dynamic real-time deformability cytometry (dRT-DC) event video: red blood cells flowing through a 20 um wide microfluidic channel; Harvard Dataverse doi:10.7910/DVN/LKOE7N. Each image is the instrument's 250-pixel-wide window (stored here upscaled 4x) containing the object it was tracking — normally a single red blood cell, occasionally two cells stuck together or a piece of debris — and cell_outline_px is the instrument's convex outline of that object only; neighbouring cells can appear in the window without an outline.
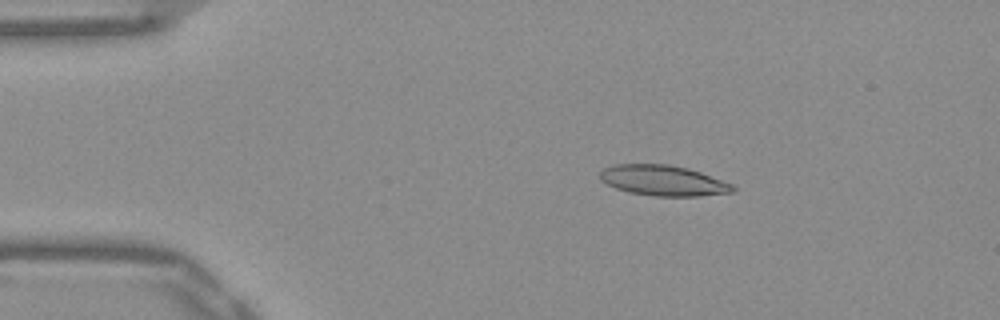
{"species": "Egyptian fruit bat (a non-hibernating species)", "species_latin": "Rousettus aegyptiacus", "temperature_condition": "warm", "stored_images_in_passage": 51, "camera_frame_rate_fps": 3000, "um_per_image_px": 0.085, "frame": {"image": 1, "passage_image": 8, "time_ms": 2.333, "image_size_px": [1000, 320], "cell_outline_px": [[736, 192], [700, 196], [656, 196], [628, 192], [616, 188], [600, 180], [600, 172], [604, 168], [616, 164], [668, 164], [688, 168], [700, 172], [732, 184], [736, 188]], "centroid_in_image_um": [56.39, 15.35], "position_along_channel_um": 28.6, "area_um2": 23.58}}
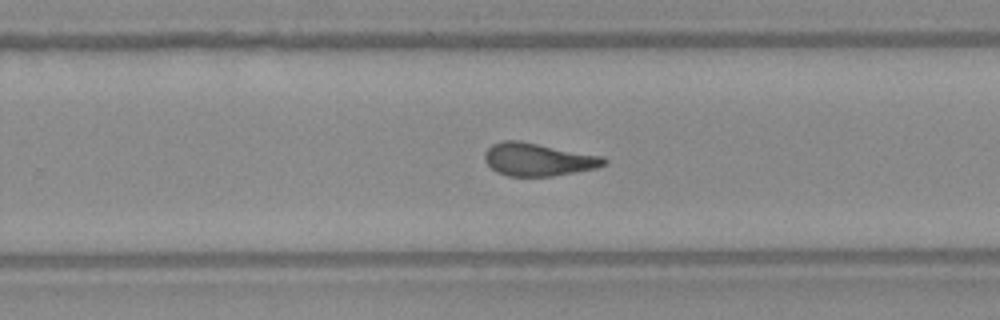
{"frame": {"image": 2, "passage_image": 32, "time_ms": 10.333, "image_size_px": [1000, 320], "cell_outline_px": [[608, 164], [596, 168], [552, 176], [508, 176], [496, 172], [484, 160], [484, 152], [492, 144], [504, 140], [520, 140], [604, 156], [608, 160]], "centroid_in_image_um": [45.76, 13.54], "position_along_channel_um": 284.0, "area_um2": 23.06}}
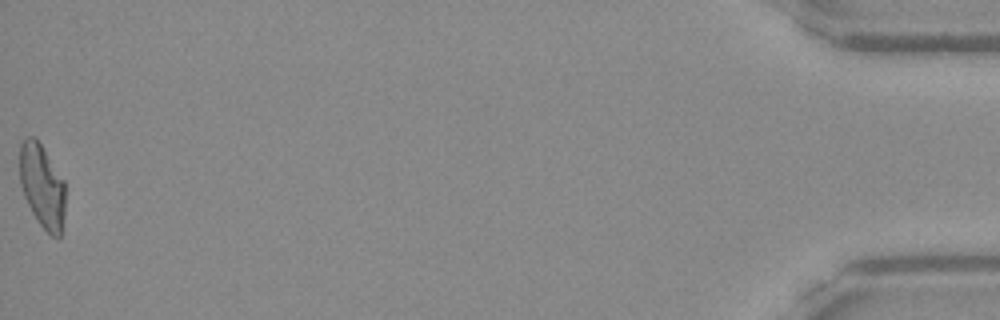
{"frame": {"image": 3, "passage_image": 51, "time_ms": 16.667, "image_size_px": [1000, 320], "cell_outline_px": [[64, 216], [60, 236], [52, 236], [36, 220], [24, 196], [20, 184], [20, 144], [28, 136], [36, 136], [64, 180]], "centroid_in_image_um": [3.57, 15.78], "position_along_channel_um": 431.6, "area_um2": 22.14}, "authors_computed_cell_mechanics": {"area_um2": 22.831, "velocity_mm_per_s": 3.8987, "shape_relaxation_time_tau1_ms": null, "shape_relaxation_time_tau2_ms": 2.4547, "deformation_change_tau1": null, "deformation_change_tau2": 0.1169}}